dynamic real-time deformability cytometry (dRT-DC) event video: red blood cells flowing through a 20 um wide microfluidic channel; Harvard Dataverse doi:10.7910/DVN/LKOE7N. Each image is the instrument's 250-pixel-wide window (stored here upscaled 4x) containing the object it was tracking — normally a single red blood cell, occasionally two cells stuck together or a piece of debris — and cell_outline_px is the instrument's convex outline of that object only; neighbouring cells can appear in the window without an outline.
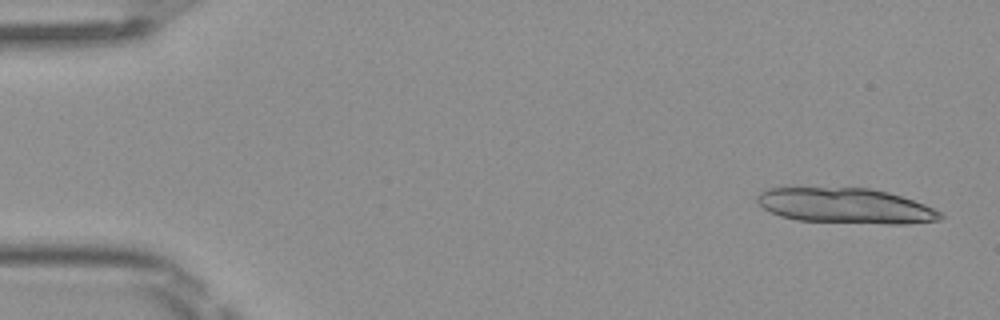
{"species": "Egyptian fruit bat (a non-hibernating species)", "species_latin": "Rousettus aegyptiacus", "temperature_condition": "room temperature", "stored_images_in_passage": 4, "camera_frame_rate_fps": 3000, "um_per_image_px": 0.085, "frame": {"image": 1, "passage_image": 1, "time_ms": 0.0, "image_size_px": [1000, 320], "cell_outline_px": [[944, 216], [940, 220], [904, 224], [888, 224], [796, 220], [780, 216], [764, 208], [756, 200], [756, 196], [764, 188], [868, 188], [888, 192], [924, 204], [940, 212]], "centroid_in_image_um": [71.86, 17.49], "position_along_channel_um": 13.1, "area_um2": 37.45}}
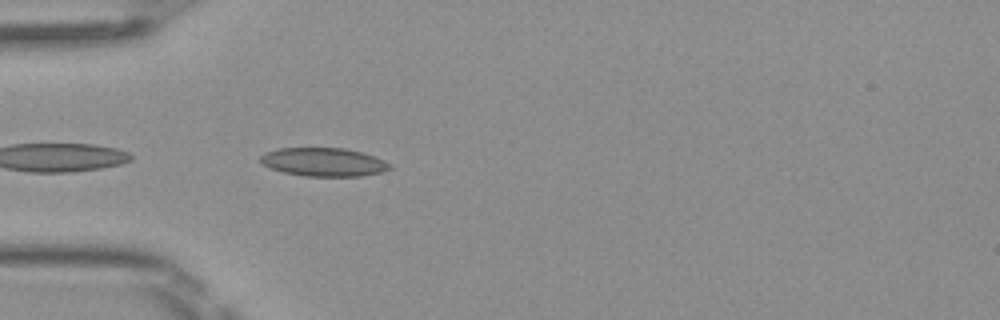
{"frame": {"image": 2, "passage_image": 4, "time_ms": 1.0, "image_size_px": [1000, 320], "cell_outline_px": [[392, 168], [380, 172], [360, 176], [304, 176], [284, 172], [260, 164], [260, 156], [264, 152], [276, 148], [344, 148], [360, 152], [384, 160], [392, 164]], "centroid_in_image_um": [27.47, 13.77], "position_along_channel_um": 57.5, "area_um2": 21.44}}